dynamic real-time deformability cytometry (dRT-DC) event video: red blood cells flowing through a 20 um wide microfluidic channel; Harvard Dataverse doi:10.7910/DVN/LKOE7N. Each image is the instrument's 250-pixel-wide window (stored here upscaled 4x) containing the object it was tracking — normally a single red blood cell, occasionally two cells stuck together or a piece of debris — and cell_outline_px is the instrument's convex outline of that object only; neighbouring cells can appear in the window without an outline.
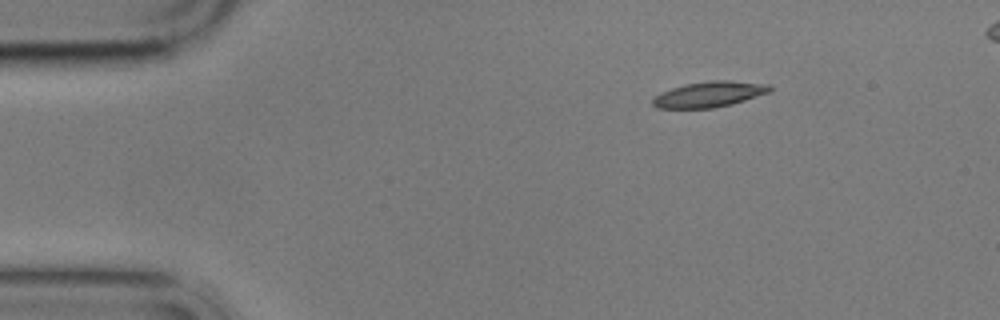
{"species": "common noctule bat (a hibernating species)", "species_latin": "Nyctalus noctula", "temperature_condition": "cold", "stored_images_in_passage": 4, "camera_frame_rate_fps": 3000, "um_per_image_px": 0.085, "animal": {"sex": "male", "body_mass_g": 17.9}, "frame": {"image": 1, "passage_image": 1, "time_ms": 0.0, "image_size_px": [1000, 320], "cell_outline_px": [[772, 88], [768, 92], [732, 104], [712, 108], [656, 108], [652, 104], [652, 100], [656, 96], [672, 88], [688, 84], [712, 80], [728, 80], [772, 84]], "centroid_in_image_um": [60.32, 8.01], "position_along_channel_um": 24.7, "area_um2": 17.22}}